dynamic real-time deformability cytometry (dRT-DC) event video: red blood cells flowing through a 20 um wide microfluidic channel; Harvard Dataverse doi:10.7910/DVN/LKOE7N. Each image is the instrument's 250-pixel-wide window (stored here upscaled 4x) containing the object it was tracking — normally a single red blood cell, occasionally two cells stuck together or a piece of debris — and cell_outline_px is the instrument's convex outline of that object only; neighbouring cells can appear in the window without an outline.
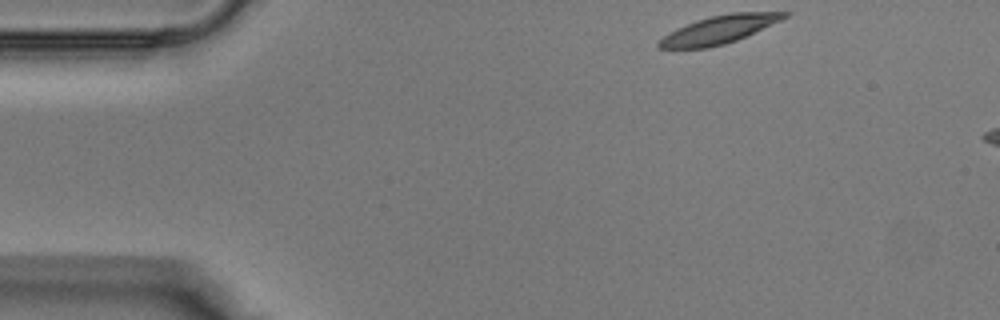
{"species": "Egyptian fruit bat (a non-hibernating species)", "species_latin": "Rousettus aegyptiacus", "temperature_condition": "warm", "stored_images_in_passage": 6, "camera_frame_rate_fps": 3000, "um_per_image_px": 0.085, "animal": {"sex": "male"}, "frame": {"image": 1, "passage_image": 1, "time_ms": 0.0, "image_size_px": [1000, 320], "cell_outline_px": [[788, 16], [780, 20], [736, 40], [724, 44], [708, 48], [660, 48], [656, 44], [668, 32], [676, 28], [696, 20], [712, 16], [732, 12], [788, 12]], "centroid_in_image_um": [61.07, 2.51], "position_along_channel_um": 23.9, "area_um2": 20.06}}